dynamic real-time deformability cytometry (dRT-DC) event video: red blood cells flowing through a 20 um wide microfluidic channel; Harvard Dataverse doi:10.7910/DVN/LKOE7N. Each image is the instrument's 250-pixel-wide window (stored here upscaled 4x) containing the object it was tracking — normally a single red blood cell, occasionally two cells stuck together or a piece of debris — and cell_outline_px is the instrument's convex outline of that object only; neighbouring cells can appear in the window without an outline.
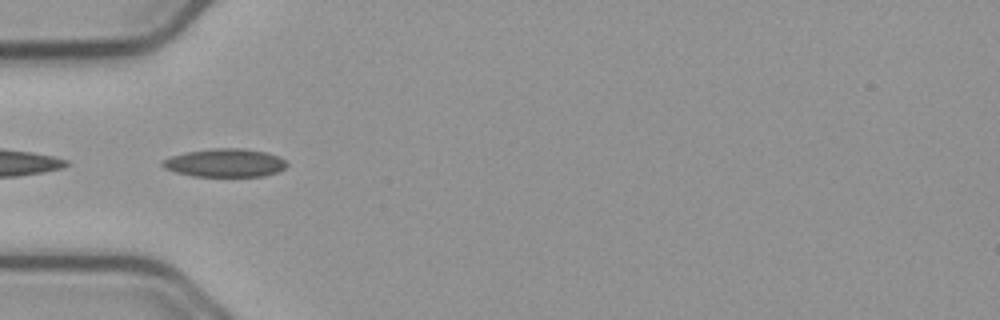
{"species": "common noctule bat (a hibernating species)", "species_latin": "Nyctalus noctula", "temperature_condition": "cold", "stored_images_in_passage": 28, "camera_frame_rate_fps": 3000, "um_per_image_px": 0.085, "animal": {"sex": "male", "body_mass_g": 23.1, "forearm_length_mm": 52.7}, "frame": {"image": 1, "passage_image": 18, "time_ms": 5.667, "image_size_px": [1000, 320], "cell_outline_px": [[288, 164], [284, 168], [276, 172], [264, 176], [192, 176], [176, 172], [164, 168], [160, 164], [164, 160], [172, 156], [188, 152], [212, 148], [240, 148], [264, 152], [276, 156], [284, 160]], "centroid_in_image_um": [19.11, 13.85], "position_along_channel_um": 65.9, "area_um2": 20.17}}
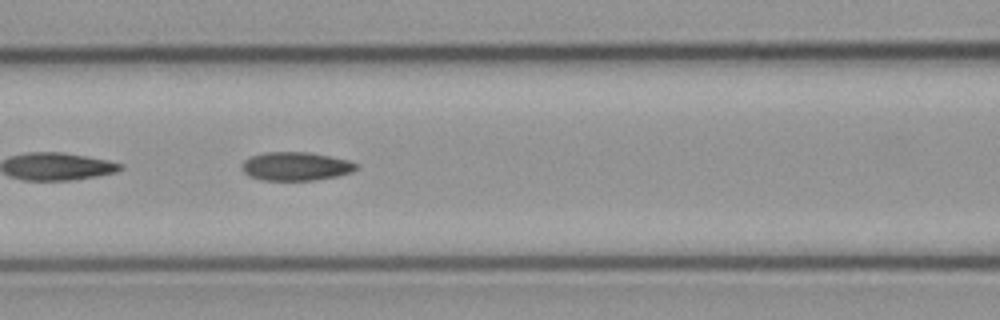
{"frame": {"image": 2, "passage_image": 24, "time_ms": 7.667, "image_size_px": [1000, 320], "cell_outline_px": [[360, 168], [352, 172], [336, 176], [316, 180], [260, 180], [248, 176], [240, 168], [240, 164], [244, 160], [252, 156], [268, 152], [308, 152], [348, 160], [360, 164]], "centroid_in_image_um": [25.15, 14.14], "position_along_channel_um": 141.5, "area_um2": 19.19}}